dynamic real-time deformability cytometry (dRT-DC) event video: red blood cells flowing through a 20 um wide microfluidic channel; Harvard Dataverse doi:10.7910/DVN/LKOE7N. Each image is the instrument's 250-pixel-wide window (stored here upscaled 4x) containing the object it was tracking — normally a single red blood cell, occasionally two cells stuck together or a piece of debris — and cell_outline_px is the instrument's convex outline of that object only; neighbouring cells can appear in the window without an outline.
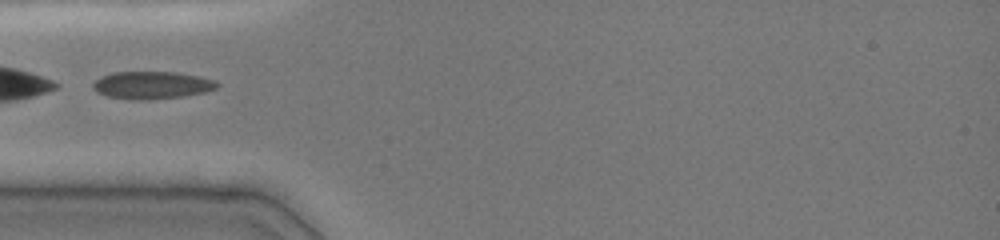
{"species": "common noctule bat (a hibernating species)", "species_latin": "Nyctalus noctula", "temperature_condition": "cold", "stored_images_in_passage": 30, "camera_frame_rate_fps": 3000, "um_per_image_px": 0.085, "animal": {"sex": "female", "body_mass_g": 19.0, "forearm_length_mm": 51.5}, "frame": {"image": 1, "passage_image": 1, "time_ms": 0.0, "image_size_px": [1000, 240], "cell_outline_px": [[220, 84], [216, 88], [204, 92], [184, 96], [144, 100], [136, 100], [108, 96], [92, 88], [92, 84], [96, 80], [112, 72], [176, 72], [216, 80]], "centroid_in_image_um": [12.94, 7.23], "position_along_channel_um": 72.1, "area_um2": 19.65}}
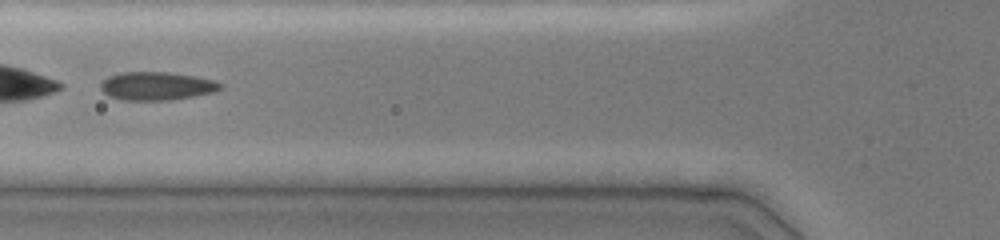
{"frame": {"image": 2, "passage_image": 4, "time_ms": 1.0, "image_size_px": [1000, 240], "cell_outline_px": [[224, 84], [220, 88], [212, 92], [192, 96], [168, 100], [124, 100], [108, 96], [100, 88], [100, 84], [108, 76], [120, 72], [168, 72], [196, 76], [216, 80]], "centroid_in_image_um": [13.31, 7.3], "position_along_channel_um": 112.5, "area_um2": 19.71}}